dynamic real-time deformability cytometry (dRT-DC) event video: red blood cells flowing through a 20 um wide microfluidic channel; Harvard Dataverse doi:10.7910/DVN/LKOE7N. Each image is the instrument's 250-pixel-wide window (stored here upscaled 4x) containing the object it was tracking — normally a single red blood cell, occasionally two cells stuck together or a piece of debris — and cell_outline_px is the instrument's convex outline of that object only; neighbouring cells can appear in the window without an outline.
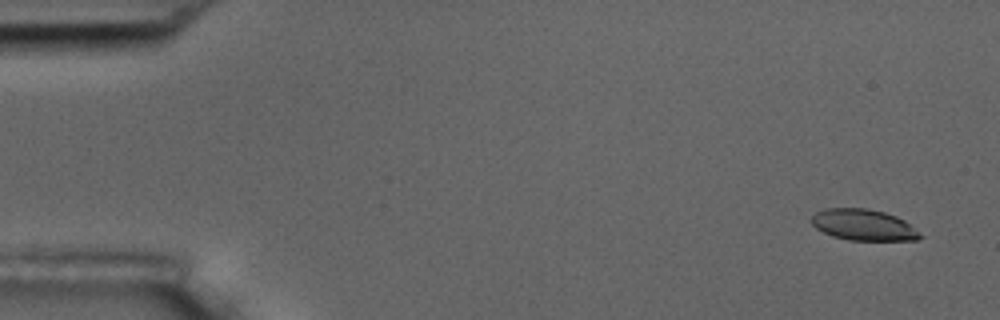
{"species": "common noctule bat (a hibernating species)", "species_latin": "Nyctalus noctula", "temperature_condition": "room temperature", "stored_images_in_passage": 4, "camera_frame_rate_fps": 3000, "um_per_image_px": 0.085, "animal": {"sex": "male", "body_mass_g": 17.5, "forearm_length_mm": 52.3}, "frame": {"image": 1, "passage_image": 1, "time_ms": 0.0, "image_size_px": [1000, 320], "cell_outline_px": [[924, 236], [916, 240], [848, 240], [832, 236], [816, 228], [812, 224], [812, 216], [816, 212], [824, 208], [868, 208], [884, 212], [896, 216], [904, 220]], "centroid_in_image_um": [73.39, 19.11], "position_along_channel_um": 11.6, "area_um2": 19.71}}
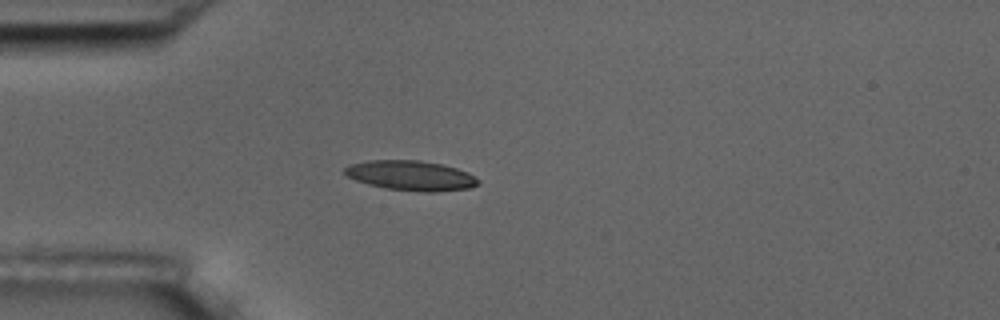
{"frame": {"image": 2, "passage_image": 4, "time_ms": 4.333, "image_size_px": [1000, 320], "cell_outline_px": [[480, 184], [468, 188], [436, 192], [424, 192], [384, 188], [368, 184], [356, 180], [348, 176], [344, 172], [344, 168], [348, 164], [368, 160], [420, 160], [440, 164], [456, 168], [468, 172], [480, 180]], "centroid_in_image_um": [34.92, 14.92], "position_along_channel_um": 50.1, "area_um2": 23.29}}